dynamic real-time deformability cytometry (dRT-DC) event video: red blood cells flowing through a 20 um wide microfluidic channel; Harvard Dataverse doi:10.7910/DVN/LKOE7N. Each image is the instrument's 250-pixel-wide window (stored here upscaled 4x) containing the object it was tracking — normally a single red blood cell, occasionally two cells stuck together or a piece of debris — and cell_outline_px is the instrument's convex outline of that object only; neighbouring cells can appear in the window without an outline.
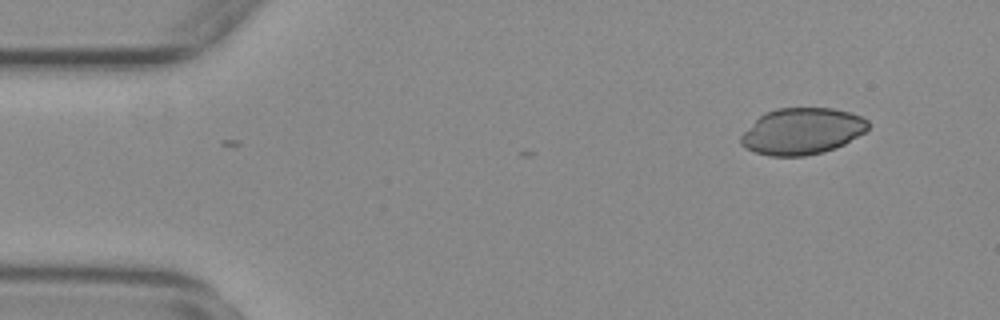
{"species": "common noctule bat (a hibernating species)", "species_latin": "Nyctalus noctula", "temperature_condition": "warm", "stored_images_in_passage": 2, "camera_frame_rate_fps": 3000, "um_per_image_px": 0.085, "animal": {"sex": "female", "body_mass_g": 29.2, "forearm_length_mm": 56.3}, "frame": {"image": 1, "passage_image": 1, "time_ms": 0.0, "image_size_px": [1000, 320], "cell_outline_px": [[872, 124], [864, 132], [844, 144], [836, 148], [824, 152], [804, 156], [768, 156], [756, 152], [740, 144], [740, 136], [764, 112], [776, 108], [832, 108], [848, 112], [860, 116], [868, 120]], "centroid_in_image_um": [68.19, 11.15], "position_along_channel_um": 16.8, "area_um2": 34.39}}